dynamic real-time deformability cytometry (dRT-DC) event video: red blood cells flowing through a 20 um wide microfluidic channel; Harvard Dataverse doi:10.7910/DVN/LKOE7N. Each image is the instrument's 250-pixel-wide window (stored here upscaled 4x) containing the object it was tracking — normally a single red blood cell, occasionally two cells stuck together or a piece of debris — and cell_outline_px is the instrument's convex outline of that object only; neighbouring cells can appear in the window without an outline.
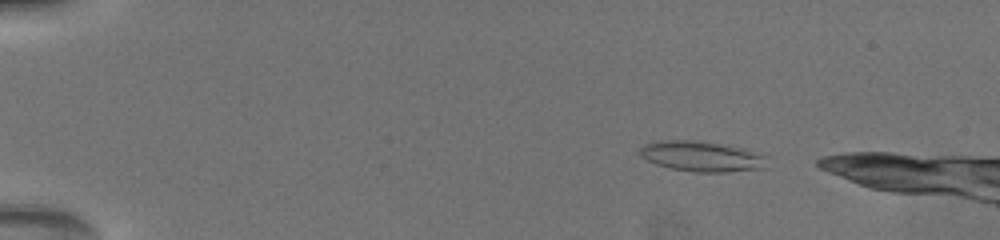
{"species": "common noctule bat (a hibernating species)", "species_latin": "Nyctalus noctula", "temperature_condition": "warm", "stored_images_in_passage": 12, "camera_frame_rate_fps": 3000, "um_per_image_px": 0.085, "animal": {"sex": "female", "body_mass_g": 19.5, "forearm_length_mm": 54.1}, "frame": {"image": 1, "passage_image": 7, "time_ms": 2.667, "image_size_px": [1000, 240], "cell_outline_px": [[768, 156], [764, 168], [724, 172], [696, 172], [672, 168], [656, 164], [640, 156], [640, 148], [644, 144], [672, 140], [684, 140], [720, 144]], "centroid_in_image_um": [59.62, 13.31], "position_along_channel_um": 25.4, "area_um2": 21.73}}